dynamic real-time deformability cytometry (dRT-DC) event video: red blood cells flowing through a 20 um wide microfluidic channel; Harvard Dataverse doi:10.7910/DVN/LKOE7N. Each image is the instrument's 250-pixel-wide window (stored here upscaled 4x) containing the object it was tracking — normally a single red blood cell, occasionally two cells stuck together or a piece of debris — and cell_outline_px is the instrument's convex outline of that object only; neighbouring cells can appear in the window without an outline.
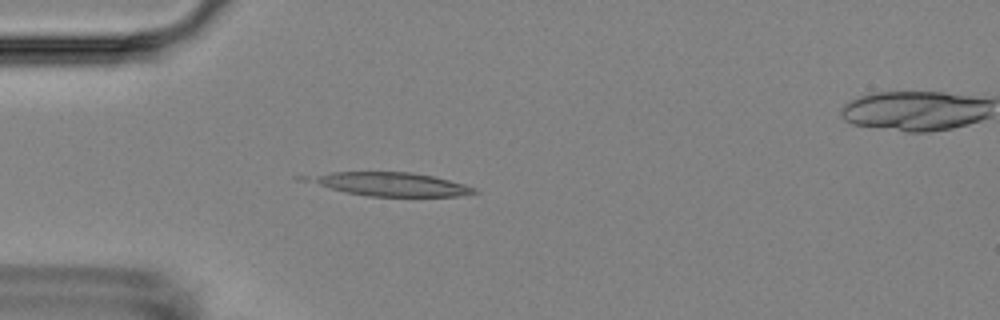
{"species": "Egyptian fruit bat (a non-hibernating species)", "species_latin": "Rousettus aegyptiacus", "temperature_condition": "room temperature", "stored_images_in_passage": 5, "camera_frame_rate_fps": 3000, "um_per_image_px": 0.085, "animal": {"sex": "female"}, "frame": {"image": 1, "passage_image": 4, "time_ms": 3.667, "image_size_px": [1000, 320], "cell_outline_px": [[480, 192], [468, 196], [368, 196], [344, 192], [300, 180], [292, 176], [332, 172], [412, 172], [432, 176], [464, 184], [476, 188]], "centroid_in_image_um": [33.07, 15.65], "position_along_channel_um": 51.9, "area_um2": 23.41}}